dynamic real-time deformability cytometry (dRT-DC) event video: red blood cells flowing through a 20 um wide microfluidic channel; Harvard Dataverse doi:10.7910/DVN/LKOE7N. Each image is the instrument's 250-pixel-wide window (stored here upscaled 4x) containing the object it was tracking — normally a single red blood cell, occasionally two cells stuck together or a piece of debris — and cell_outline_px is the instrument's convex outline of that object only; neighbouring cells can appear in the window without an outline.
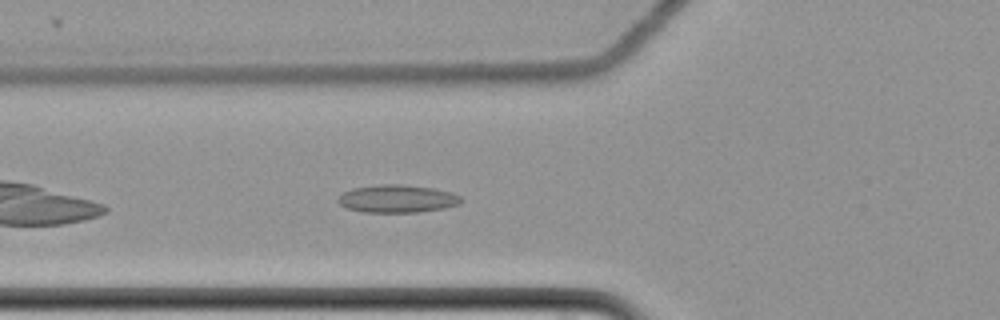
{"species": "common noctule bat (a hibernating species)", "species_latin": "Nyctalus noctula", "temperature_condition": "cold", "stored_images_in_passage": 44, "camera_frame_rate_fps": 3000, "um_per_image_px": 0.085, "animal": {"sex": "female", "body_mass_g": 22.7, "forearm_length_mm": 54.2}, "frame": {"image": 1, "passage_image": 7, "time_ms": 2.0, "image_size_px": [1000, 320], "cell_outline_px": [[464, 200], [460, 204], [444, 208], [416, 212], [364, 212], [348, 208], [340, 204], [336, 200], [344, 192], [352, 188], [380, 184], [404, 184], [432, 188], [452, 192], [460, 196]], "centroid_in_image_um": [33.79, 16.88], "position_along_channel_um": 92.0, "area_um2": 19.94}}
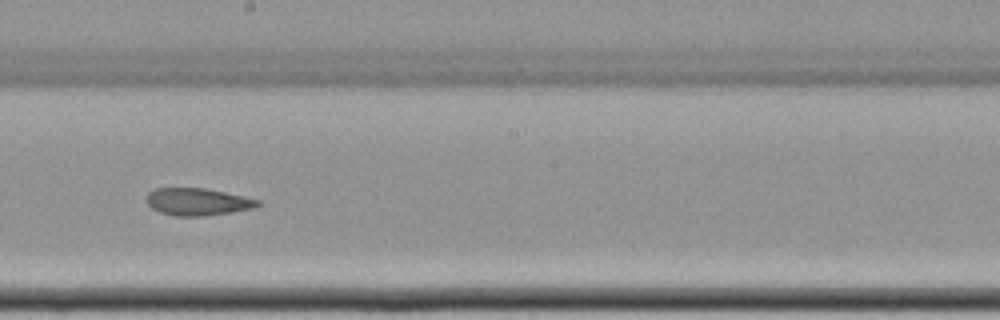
{"frame": {"image": 2, "passage_image": 19, "time_ms": 6.0, "image_size_px": [1000, 320], "cell_outline_px": [[260, 204], [256, 208], [232, 212], [204, 216], [176, 216], [160, 212], [152, 208], [148, 204], [148, 192], [156, 188], [204, 188], [244, 196], [260, 200]], "centroid_in_image_um": [16.83, 17.15], "position_along_channel_um": 231.4, "area_um2": 17.63}}
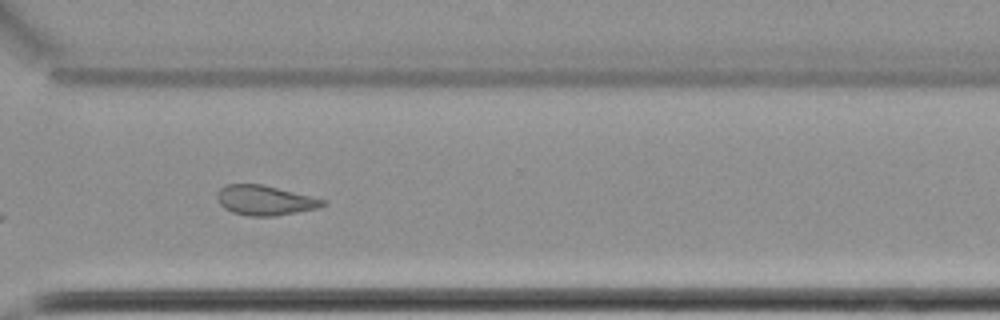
{"frame": {"image": 3, "passage_image": 29, "time_ms": 9.333, "image_size_px": [1000, 320], "cell_outline_px": [[328, 204], [316, 208], [276, 216], [248, 216], [232, 212], [224, 208], [220, 204], [216, 196], [220, 188], [228, 184], [260, 184], [312, 196], [328, 200]], "centroid_in_image_um": [22.53, 17.03], "position_along_channel_um": 348.1, "area_um2": 18.32}, "authors_computed_cell_mechanics": {"area_um2": 18.3804, "velocity_mm_per_s": 3.4875, "shape_relaxation_time_tau1_ms": null, "shape_relaxation_time_tau2_ms": 4.3301, "deformation_change_tau1": null, "deformation_change_tau2": 0.1176}}